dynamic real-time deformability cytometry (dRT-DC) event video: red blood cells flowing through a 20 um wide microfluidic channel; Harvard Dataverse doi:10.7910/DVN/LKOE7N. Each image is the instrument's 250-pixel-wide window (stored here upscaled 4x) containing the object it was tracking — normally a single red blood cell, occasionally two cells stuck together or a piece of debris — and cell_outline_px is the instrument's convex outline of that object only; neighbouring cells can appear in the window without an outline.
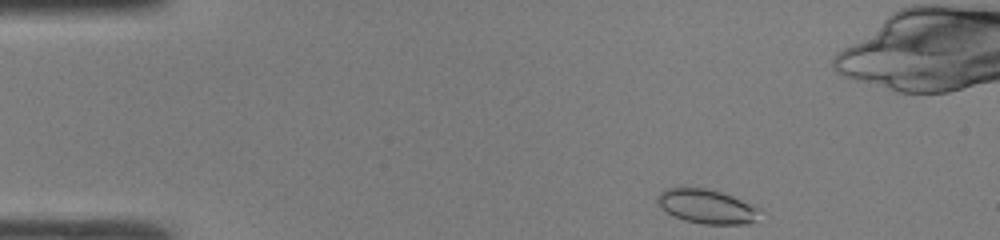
{"species": "common noctule bat (a hibernating species)", "species_latin": "Nyctalus noctula", "temperature_condition": "room temperature", "stored_images_in_passage": 42, "camera_frame_rate_fps": 3000, "um_per_image_px": 0.085, "animal": {"sex": "male", "body_mass_g": 19.0, "forearm_length_mm": 50.8}, "frame": {"image": 1, "passage_image": 1, "time_ms": 0.0, "image_size_px": [1000, 240], "cell_outline_px": [[760, 208], [756, 220], [748, 224], [704, 224], [684, 220], [668, 212], [656, 200], [660, 192], [668, 188], [708, 188], [732, 196]], "centroid_in_image_um": [60.1, 17.55], "position_along_channel_um": 24.9, "area_um2": 20.0}}
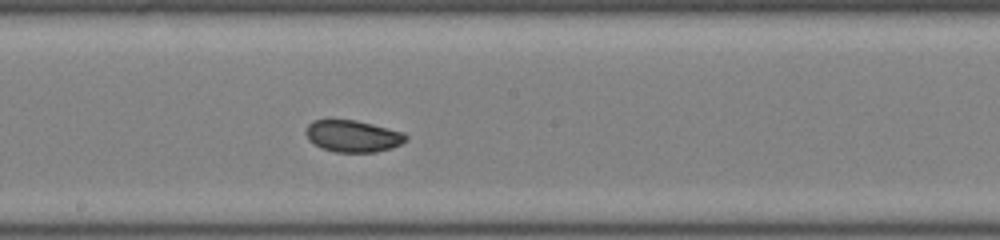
{"frame": {"image": 2, "passage_image": 20, "time_ms": 6.333, "image_size_px": [1000, 240], "cell_outline_px": [[408, 140], [392, 148], [376, 152], [336, 152], [320, 148], [308, 140], [304, 132], [308, 124], [312, 120], [356, 120], [404, 132], [408, 136]], "centroid_in_image_um": [29.98, 11.57], "position_along_channel_um": 218.2, "area_um2": 18.73}}
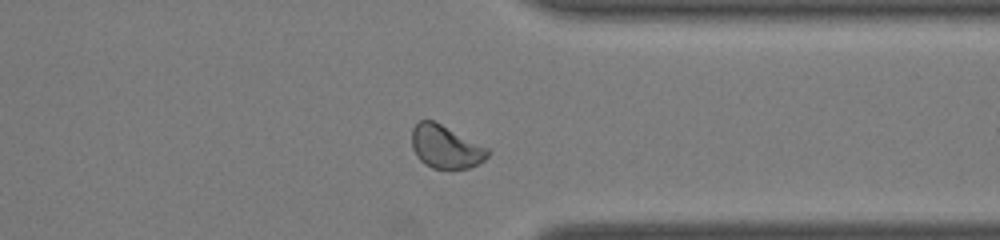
{"frame": {"image": 3, "passage_image": 31, "time_ms": 10.0, "image_size_px": [1000, 240], "cell_outline_px": [[492, 152], [480, 164], [468, 168], [432, 168], [424, 164], [416, 156], [412, 148], [412, 128], [420, 120], [432, 120], [488, 148]], "centroid_in_image_um": [37.87, 12.5], "position_along_channel_um": 373.5, "area_um2": 18.9}, "authors_computed_cell_mechanics": {"area_um2": 19.2474, "velocity_mm_per_s": 4.279, "shape_relaxation_time_tau1_ms": 4.8094, "shape_relaxation_time_tau2_ms": 1.3757, "deformation_change_tau1": 0.094, "deformation_change_tau2": 0.0514}}